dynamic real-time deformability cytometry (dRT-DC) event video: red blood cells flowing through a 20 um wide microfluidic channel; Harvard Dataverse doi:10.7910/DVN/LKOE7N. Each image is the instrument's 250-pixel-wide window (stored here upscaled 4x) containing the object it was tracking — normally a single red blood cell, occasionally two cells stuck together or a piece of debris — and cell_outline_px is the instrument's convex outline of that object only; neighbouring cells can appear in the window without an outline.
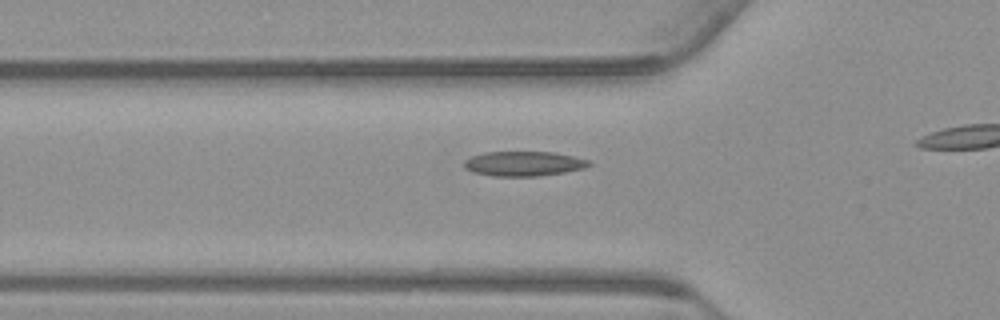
{"species": "common noctule bat (a hibernating species)", "species_latin": "Nyctalus noctula", "temperature_condition": "warm", "stored_images_in_passage": 26, "camera_frame_rate_fps": 3000, "um_per_image_px": 0.085, "animal": {"sex": "male", "body_mass_g": 23.1, "forearm_length_mm": 52.7}, "frame": {"image": 1, "passage_image": 14, "time_ms": 4.333, "image_size_px": [1000, 320], "cell_outline_px": [[592, 164], [584, 168], [564, 172], [536, 176], [492, 176], [472, 172], [464, 168], [464, 160], [472, 156], [484, 152], [556, 152], [592, 160]], "centroid_in_image_um": [44.53, 13.9], "position_along_channel_um": 81.3, "area_um2": 18.15}}
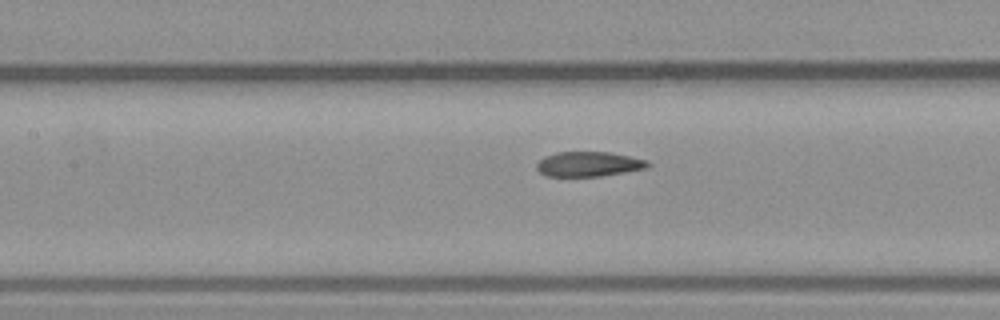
{"frame": {"image": 2, "passage_image": 20, "time_ms": 6.333, "image_size_px": [1000, 320], "cell_outline_px": [[652, 164], [648, 168], [600, 176], [548, 176], [540, 172], [536, 168], [536, 164], [544, 156], [556, 152], [608, 152], [648, 160]], "centroid_in_image_um": [50.05, 13.94], "position_along_channel_um": 157.4, "area_um2": 16.07}}
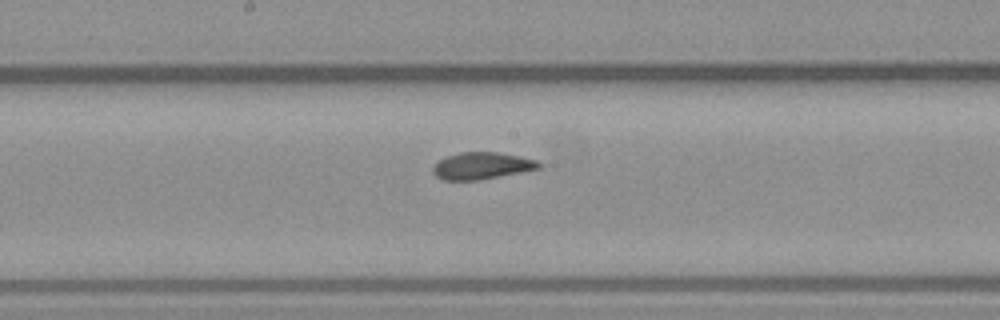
{"frame": {"image": 3, "passage_image": 24, "time_ms": 7.667, "image_size_px": [1000, 320], "cell_outline_px": [[540, 168], [480, 180], [444, 180], [436, 176], [432, 172], [432, 168], [440, 160], [448, 156], [460, 152], [496, 152], [520, 156], [536, 160], [540, 164]], "centroid_in_image_um": [40.94, 14.09], "position_along_channel_um": 207.3, "area_um2": 16.42}}